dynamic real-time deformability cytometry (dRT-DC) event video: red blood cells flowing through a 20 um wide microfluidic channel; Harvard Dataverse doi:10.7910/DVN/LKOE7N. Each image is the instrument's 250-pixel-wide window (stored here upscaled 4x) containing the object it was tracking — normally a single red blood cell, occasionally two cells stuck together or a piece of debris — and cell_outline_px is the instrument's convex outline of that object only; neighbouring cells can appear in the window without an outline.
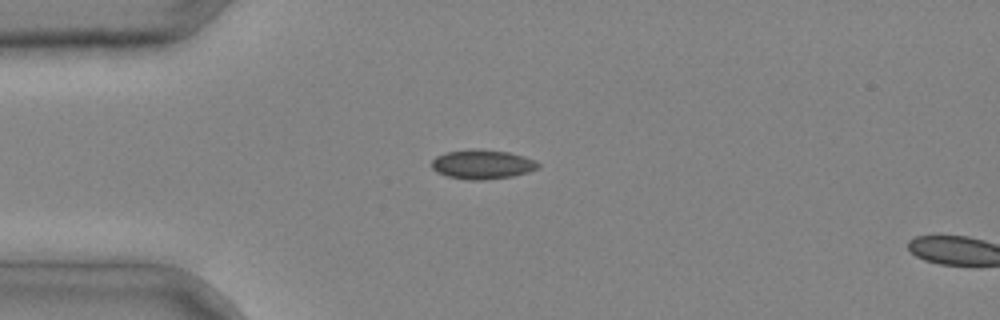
{"species": "common noctule bat (a hibernating species)", "species_latin": "Nyctalus noctula", "temperature_condition": "cold", "stored_images_in_passage": 2, "segment_of_instrument_passage": [1, 2], "camera_frame_rate_fps": 3000, "um_per_image_px": 0.085, "animal": {"sex": "male", "body_mass_g": 20.4}, "frame": {"image": 1, "passage_image": 1, "time_ms": 0.0, "image_size_px": [1000, 320], "cell_outline_px": [[540, 168], [528, 172], [512, 176], [484, 180], [468, 180], [448, 176], [436, 172], [432, 168], [432, 160], [436, 156], [444, 152], [468, 148], [480, 148], [508, 152], [524, 156], [536, 160], [540, 164]], "centroid_in_image_um": [41.0, 13.95], "position_along_channel_um": 44.0, "area_um2": 18.55}}